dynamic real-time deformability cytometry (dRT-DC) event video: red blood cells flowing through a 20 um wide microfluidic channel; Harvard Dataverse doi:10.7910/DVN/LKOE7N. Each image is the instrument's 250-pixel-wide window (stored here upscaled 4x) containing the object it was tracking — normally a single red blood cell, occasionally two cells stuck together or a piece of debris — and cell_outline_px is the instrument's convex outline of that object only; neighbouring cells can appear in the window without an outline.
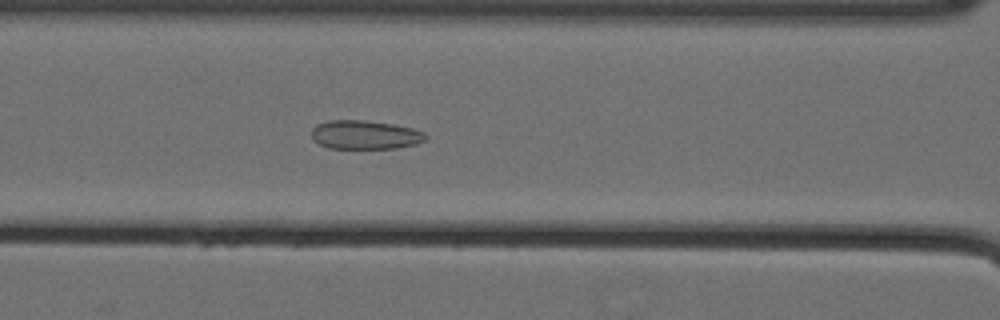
{"species": "Egyptian fruit bat (a non-hibernating species)", "species_latin": "Rousettus aegyptiacus", "temperature_condition": "cold", "stored_images_in_passage": 61, "segment_of_instrument_passage": [1, 2], "camera_frame_rate_fps": 3000, "um_per_image_px": 0.085, "animal": {"sex": "female"}, "frame": {"image": 1, "passage_image": 29, "time_ms": 9.333, "image_size_px": [1000, 320], "cell_outline_px": [[428, 136], [424, 140], [416, 144], [396, 148], [328, 148], [312, 140], [312, 128], [316, 124], [328, 120], [364, 120], [392, 124], [412, 128], [424, 132]], "centroid_in_image_um": [31.0, 11.45], "position_along_channel_um": 135.6, "area_um2": 19.19}}
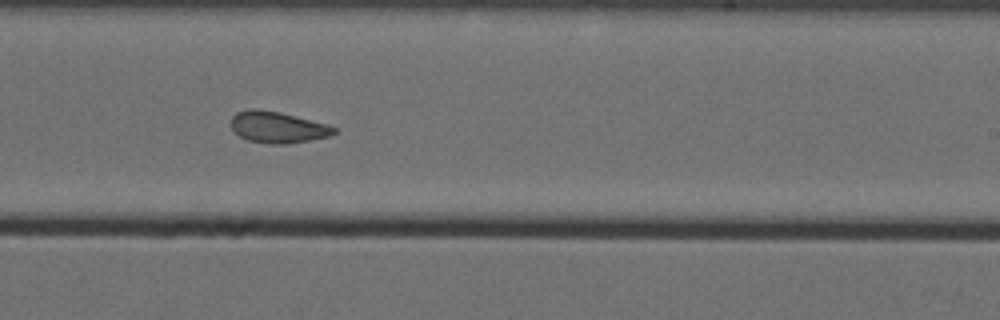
{"frame": {"image": 2, "passage_image": 40, "time_ms": 13.0, "image_size_px": [1000, 320], "cell_outline_px": [[336, 132], [332, 136], [288, 144], [268, 144], [248, 140], [240, 136], [232, 128], [232, 116], [236, 112], [248, 108], [260, 108], [280, 112], [328, 124], [336, 128]], "centroid_in_image_um": [23.62, 10.8], "position_along_channel_um": 265.4, "area_um2": 19.02}}
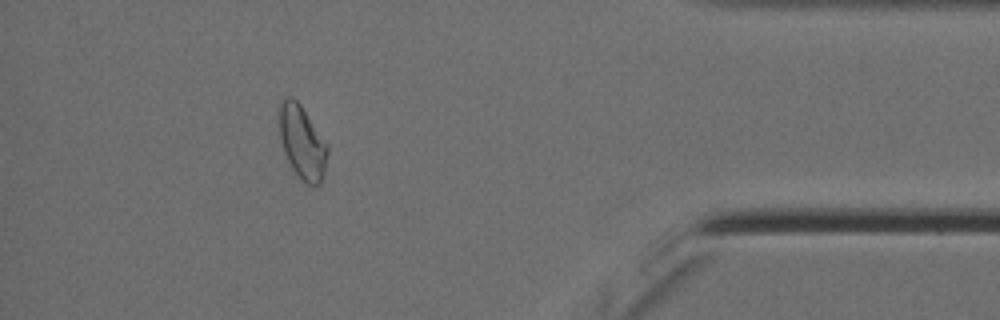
{"frame": {"image": 3, "passage_image": 55, "time_ms": 18.0, "image_size_px": [1000, 320], "cell_outline_px": [[328, 152], [324, 176], [320, 184], [308, 184], [292, 168], [284, 152], [280, 140], [280, 104], [284, 96], [292, 96], [300, 104], [328, 144]], "centroid_in_image_um": [25.7, 12.07], "position_along_channel_um": 409.5, "area_um2": 20.4}}